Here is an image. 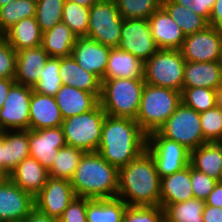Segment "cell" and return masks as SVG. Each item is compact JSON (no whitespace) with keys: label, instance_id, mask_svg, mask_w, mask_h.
<instances>
[{"label":"cell","instance_id":"obj_1","mask_svg":"<svg viewBox=\"0 0 222 222\" xmlns=\"http://www.w3.org/2000/svg\"><path fill=\"white\" fill-rule=\"evenodd\" d=\"M147 134L135 119L106 115L97 152L118 169L146 150Z\"/></svg>","mask_w":222,"mask_h":222},{"label":"cell","instance_id":"obj_2","mask_svg":"<svg viewBox=\"0 0 222 222\" xmlns=\"http://www.w3.org/2000/svg\"><path fill=\"white\" fill-rule=\"evenodd\" d=\"M160 182L154 160L145 150L119 168L117 197L127 205H160Z\"/></svg>","mask_w":222,"mask_h":222},{"label":"cell","instance_id":"obj_3","mask_svg":"<svg viewBox=\"0 0 222 222\" xmlns=\"http://www.w3.org/2000/svg\"><path fill=\"white\" fill-rule=\"evenodd\" d=\"M119 169L108 163L97 151L85 152L70 183L78 197L90 199L118 196Z\"/></svg>","mask_w":222,"mask_h":222},{"label":"cell","instance_id":"obj_4","mask_svg":"<svg viewBox=\"0 0 222 222\" xmlns=\"http://www.w3.org/2000/svg\"><path fill=\"white\" fill-rule=\"evenodd\" d=\"M144 86V78L102 80L99 104L107 115L136 119Z\"/></svg>","mask_w":222,"mask_h":222},{"label":"cell","instance_id":"obj_5","mask_svg":"<svg viewBox=\"0 0 222 222\" xmlns=\"http://www.w3.org/2000/svg\"><path fill=\"white\" fill-rule=\"evenodd\" d=\"M181 102V92L145 83L135 120L148 135L157 131Z\"/></svg>","mask_w":222,"mask_h":222},{"label":"cell","instance_id":"obj_6","mask_svg":"<svg viewBox=\"0 0 222 222\" xmlns=\"http://www.w3.org/2000/svg\"><path fill=\"white\" fill-rule=\"evenodd\" d=\"M106 115L98 103L91 111L64 119L61 127L66 145L85 152H96Z\"/></svg>","mask_w":222,"mask_h":222},{"label":"cell","instance_id":"obj_7","mask_svg":"<svg viewBox=\"0 0 222 222\" xmlns=\"http://www.w3.org/2000/svg\"><path fill=\"white\" fill-rule=\"evenodd\" d=\"M185 62L178 49H158L144 62V81L182 92Z\"/></svg>","mask_w":222,"mask_h":222},{"label":"cell","instance_id":"obj_8","mask_svg":"<svg viewBox=\"0 0 222 222\" xmlns=\"http://www.w3.org/2000/svg\"><path fill=\"white\" fill-rule=\"evenodd\" d=\"M157 131L163 137L184 145L190 151L207 143L202 133L200 113L183 102Z\"/></svg>","mask_w":222,"mask_h":222},{"label":"cell","instance_id":"obj_9","mask_svg":"<svg viewBox=\"0 0 222 222\" xmlns=\"http://www.w3.org/2000/svg\"><path fill=\"white\" fill-rule=\"evenodd\" d=\"M122 23L115 0H98L90 7L86 37L116 48L120 44Z\"/></svg>","mask_w":222,"mask_h":222},{"label":"cell","instance_id":"obj_10","mask_svg":"<svg viewBox=\"0 0 222 222\" xmlns=\"http://www.w3.org/2000/svg\"><path fill=\"white\" fill-rule=\"evenodd\" d=\"M146 151L152 156L160 178L190 165V150L163 137L158 131L147 135Z\"/></svg>","mask_w":222,"mask_h":222},{"label":"cell","instance_id":"obj_11","mask_svg":"<svg viewBox=\"0 0 222 222\" xmlns=\"http://www.w3.org/2000/svg\"><path fill=\"white\" fill-rule=\"evenodd\" d=\"M185 61H222V31L211 25L186 35L179 49Z\"/></svg>","mask_w":222,"mask_h":222},{"label":"cell","instance_id":"obj_12","mask_svg":"<svg viewBox=\"0 0 222 222\" xmlns=\"http://www.w3.org/2000/svg\"><path fill=\"white\" fill-rule=\"evenodd\" d=\"M33 88L14 83L0 109V132L29 129V105Z\"/></svg>","mask_w":222,"mask_h":222},{"label":"cell","instance_id":"obj_13","mask_svg":"<svg viewBox=\"0 0 222 222\" xmlns=\"http://www.w3.org/2000/svg\"><path fill=\"white\" fill-rule=\"evenodd\" d=\"M120 50L126 51L141 59L143 62L150 59L158 50L147 19H123Z\"/></svg>","mask_w":222,"mask_h":222},{"label":"cell","instance_id":"obj_14","mask_svg":"<svg viewBox=\"0 0 222 222\" xmlns=\"http://www.w3.org/2000/svg\"><path fill=\"white\" fill-rule=\"evenodd\" d=\"M76 197L70 180L49 177L43 189L34 197L35 208L58 219Z\"/></svg>","mask_w":222,"mask_h":222},{"label":"cell","instance_id":"obj_15","mask_svg":"<svg viewBox=\"0 0 222 222\" xmlns=\"http://www.w3.org/2000/svg\"><path fill=\"white\" fill-rule=\"evenodd\" d=\"M35 208L34 197L8 177L0 182V221L22 222Z\"/></svg>","mask_w":222,"mask_h":222},{"label":"cell","instance_id":"obj_16","mask_svg":"<svg viewBox=\"0 0 222 222\" xmlns=\"http://www.w3.org/2000/svg\"><path fill=\"white\" fill-rule=\"evenodd\" d=\"M66 146L62 127L29 129V154L47 170L51 168L59 149Z\"/></svg>","mask_w":222,"mask_h":222},{"label":"cell","instance_id":"obj_17","mask_svg":"<svg viewBox=\"0 0 222 222\" xmlns=\"http://www.w3.org/2000/svg\"><path fill=\"white\" fill-rule=\"evenodd\" d=\"M112 47L88 37H77L71 56L87 72L95 74L101 81L105 76L109 53Z\"/></svg>","mask_w":222,"mask_h":222},{"label":"cell","instance_id":"obj_18","mask_svg":"<svg viewBox=\"0 0 222 222\" xmlns=\"http://www.w3.org/2000/svg\"><path fill=\"white\" fill-rule=\"evenodd\" d=\"M148 22L158 49L181 48L186 36L162 6L149 17Z\"/></svg>","mask_w":222,"mask_h":222},{"label":"cell","instance_id":"obj_19","mask_svg":"<svg viewBox=\"0 0 222 222\" xmlns=\"http://www.w3.org/2000/svg\"><path fill=\"white\" fill-rule=\"evenodd\" d=\"M63 118L54 96L32 92L29 105V129L56 128Z\"/></svg>","mask_w":222,"mask_h":222},{"label":"cell","instance_id":"obj_20","mask_svg":"<svg viewBox=\"0 0 222 222\" xmlns=\"http://www.w3.org/2000/svg\"><path fill=\"white\" fill-rule=\"evenodd\" d=\"M49 58L42 46L17 52L15 83L32 87L38 82Z\"/></svg>","mask_w":222,"mask_h":222},{"label":"cell","instance_id":"obj_21","mask_svg":"<svg viewBox=\"0 0 222 222\" xmlns=\"http://www.w3.org/2000/svg\"><path fill=\"white\" fill-rule=\"evenodd\" d=\"M7 177L23 191L35 197L43 189L50 176L43 165L29 156L18 164Z\"/></svg>","mask_w":222,"mask_h":222},{"label":"cell","instance_id":"obj_22","mask_svg":"<svg viewBox=\"0 0 222 222\" xmlns=\"http://www.w3.org/2000/svg\"><path fill=\"white\" fill-rule=\"evenodd\" d=\"M222 83V61H186L182 88L216 89Z\"/></svg>","mask_w":222,"mask_h":222},{"label":"cell","instance_id":"obj_23","mask_svg":"<svg viewBox=\"0 0 222 222\" xmlns=\"http://www.w3.org/2000/svg\"><path fill=\"white\" fill-rule=\"evenodd\" d=\"M54 97L63 120L91 111L99 103L93 93L68 85H62Z\"/></svg>","mask_w":222,"mask_h":222},{"label":"cell","instance_id":"obj_24","mask_svg":"<svg viewBox=\"0 0 222 222\" xmlns=\"http://www.w3.org/2000/svg\"><path fill=\"white\" fill-rule=\"evenodd\" d=\"M59 75L63 85L93 93L100 98L102 81L79 66L72 56L60 57Z\"/></svg>","mask_w":222,"mask_h":222},{"label":"cell","instance_id":"obj_25","mask_svg":"<svg viewBox=\"0 0 222 222\" xmlns=\"http://www.w3.org/2000/svg\"><path fill=\"white\" fill-rule=\"evenodd\" d=\"M194 198L191 186V165L164 176L160 182V206L176 204Z\"/></svg>","mask_w":222,"mask_h":222},{"label":"cell","instance_id":"obj_26","mask_svg":"<svg viewBox=\"0 0 222 222\" xmlns=\"http://www.w3.org/2000/svg\"><path fill=\"white\" fill-rule=\"evenodd\" d=\"M2 36L16 51L35 48L42 45L43 32L35 17L24 18L8 28Z\"/></svg>","mask_w":222,"mask_h":222},{"label":"cell","instance_id":"obj_27","mask_svg":"<svg viewBox=\"0 0 222 222\" xmlns=\"http://www.w3.org/2000/svg\"><path fill=\"white\" fill-rule=\"evenodd\" d=\"M4 175L11 171L26 157H29V129L3 131Z\"/></svg>","mask_w":222,"mask_h":222},{"label":"cell","instance_id":"obj_28","mask_svg":"<svg viewBox=\"0 0 222 222\" xmlns=\"http://www.w3.org/2000/svg\"><path fill=\"white\" fill-rule=\"evenodd\" d=\"M144 62L129 52L112 48L102 80L113 78H143Z\"/></svg>","mask_w":222,"mask_h":222},{"label":"cell","instance_id":"obj_29","mask_svg":"<svg viewBox=\"0 0 222 222\" xmlns=\"http://www.w3.org/2000/svg\"><path fill=\"white\" fill-rule=\"evenodd\" d=\"M190 165L220 181L222 169V142H207L190 151Z\"/></svg>","mask_w":222,"mask_h":222},{"label":"cell","instance_id":"obj_30","mask_svg":"<svg viewBox=\"0 0 222 222\" xmlns=\"http://www.w3.org/2000/svg\"><path fill=\"white\" fill-rule=\"evenodd\" d=\"M77 36L62 21L43 33L42 47L49 57H69Z\"/></svg>","mask_w":222,"mask_h":222},{"label":"cell","instance_id":"obj_31","mask_svg":"<svg viewBox=\"0 0 222 222\" xmlns=\"http://www.w3.org/2000/svg\"><path fill=\"white\" fill-rule=\"evenodd\" d=\"M127 204L118 197L91 199L87 203V222H123Z\"/></svg>","mask_w":222,"mask_h":222},{"label":"cell","instance_id":"obj_32","mask_svg":"<svg viewBox=\"0 0 222 222\" xmlns=\"http://www.w3.org/2000/svg\"><path fill=\"white\" fill-rule=\"evenodd\" d=\"M162 7L182 29L185 36L201 31L209 26L208 21L204 17L195 14L190 8L174 3L172 0H162Z\"/></svg>","mask_w":222,"mask_h":222},{"label":"cell","instance_id":"obj_33","mask_svg":"<svg viewBox=\"0 0 222 222\" xmlns=\"http://www.w3.org/2000/svg\"><path fill=\"white\" fill-rule=\"evenodd\" d=\"M84 153L82 149L67 145L60 148L58 156L48 170L49 176L70 180Z\"/></svg>","mask_w":222,"mask_h":222},{"label":"cell","instance_id":"obj_34","mask_svg":"<svg viewBox=\"0 0 222 222\" xmlns=\"http://www.w3.org/2000/svg\"><path fill=\"white\" fill-rule=\"evenodd\" d=\"M37 0H15L0 7V35L24 18L35 17Z\"/></svg>","mask_w":222,"mask_h":222},{"label":"cell","instance_id":"obj_35","mask_svg":"<svg viewBox=\"0 0 222 222\" xmlns=\"http://www.w3.org/2000/svg\"><path fill=\"white\" fill-rule=\"evenodd\" d=\"M205 201L192 198L176 204L163 207L164 216L172 222H204L202 213Z\"/></svg>","mask_w":222,"mask_h":222},{"label":"cell","instance_id":"obj_36","mask_svg":"<svg viewBox=\"0 0 222 222\" xmlns=\"http://www.w3.org/2000/svg\"><path fill=\"white\" fill-rule=\"evenodd\" d=\"M90 8L65 0L62 22L66 24L77 37H86L89 27Z\"/></svg>","mask_w":222,"mask_h":222},{"label":"cell","instance_id":"obj_37","mask_svg":"<svg viewBox=\"0 0 222 222\" xmlns=\"http://www.w3.org/2000/svg\"><path fill=\"white\" fill-rule=\"evenodd\" d=\"M59 69L60 57H49L44 65L40 79L33 86V91L42 95L55 96L63 85Z\"/></svg>","mask_w":222,"mask_h":222},{"label":"cell","instance_id":"obj_38","mask_svg":"<svg viewBox=\"0 0 222 222\" xmlns=\"http://www.w3.org/2000/svg\"><path fill=\"white\" fill-rule=\"evenodd\" d=\"M65 0H37L35 19L44 33L62 21Z\"/></svg>","mask_w":222,"mask_h":222},{"label":"cell","instance_id":"obj_39","mask_svg":"<svg viewBox=\"0 0 222 222\" xmlns=\"http://www.w3.org/2000/svg\"><path fill=\"white\" fill-rule=\"evenodd\" d=\"M123 19H149L162 6V0H115Z\"/></svg>","mask_w":222,"mask_h":222},{"label":"cell","instance_id":"obj_40","mask_svg":"<svg viewBox=\"0 0 222 222\" xmlns=\"http://www.w3.org/2000/svg\"><path fill=\"white\" fill-rule=\"evenodd\" d=\"M216 91L211 88L193 87L182 88V102L194 109L198 113L205 112L216 106L215 104Z\"/></svg>","mask_w":222,"mask_h":222},{"label":"cell","instance_id":"obj_41","mask_svg":"<svg viewBox=\"0 0 222 222\" xmlns=\"http://www.w3.org/2000/svg\"><path fill=\"white\" fill-rule=\"evenodd\" d=\"M201 128L206 142H222V111L216 106L200 113Z\"/></svg>","mask_w":222,"mask_h":222},{"label":"cell","instance_id":"obj_42","mask_svg":"<svg viewBox=\"0 0 222 222\" xmlns=\"http://www.w3.org/2000/svg\"><path fill=\"white\" fill-rule=\"evenodd\" d=\"M164 215L162 206L128 205L123 222H160Z\"/></svg>","mask_w":222,"mask_h":222},{"label":"cell","instance_id":"obj_43","mask_svg":"<svg viewBox=\"0 0 222 222\" xmlns=\"http://www.w3.org/2000/svg\"><path fill=\"white\" fill-rule=\"evenodd\" d=\"M17 52L0 35V78L14 79L16 73Z\"/></svg>","mask_w":222,"mask_h":222},{"label":"cell","instance_id":"obj_44","mask_svg":"<svg viewBox=\"0 0 222 222\" xmlns=\"http://www.w3.org/2000/svg\"><path fill=\"white\" fill-rule=\"evenodd\" d=\"M217 182L218 180L191 166V186L194 198L205 201Z\"/></svg>","mask_w":222,"mask_h":222},{"label":"cell","instance_id":"obj_45","mask_svg":"<svg viewBox=\"0 0 222 222\" xmlns=\"http://www.w3.org/2000/svg\"><path fill=\"white\" fill-rule=\"evenodd\" d=\"M90 198L74 197L69 203L68 207L64 210L58 218V222H87L86 221V208Z\"/></svg>","mask_w":222,"mask_h":222},{"label":"cell","instance_id":"obj_46","mask_svg":"<svg viewBox=\"0 0 222 222\" xmlns=\"http://www.w3.org/2000/svg\"><path fill=\"white\" fill-rule=\"evenodd\" d=\"M216 0H192L190 9L208 22Z\"/></svg>","mask_w":222,"mask_h":222},{"label":"cell","instance_id":"obj_47","mask_svg":"<svg viewBox=\"0 0 222 222\" xmlns=\"http://www.w3.org/2000/svg\"><path fill=\"white\" fill-rule=\"evenodd\" d=\"M204 222H222V207L206 205L202 213Z\"/></svg>","mask_w":222,"mask_h":222},{"label":"cell","instance_id":"obj_48","mask_svg":"<svg viewBox=\"0 0 222 222\" xmlns=\"http://www.w3.org/2000/svg\"><path fill=\"white\" fill-rule=\"evenodd\" d=\"M206 205H211L214 207H222V182L218 181L214 186L213 191L209 194L208 198L205 200Z\"/></svg>","mask_w":222,"mask_h":222},{"label":"cell","instance_id":"obj_49","mask_svg":"<svg viewBox=\"0 0 222 222\" xmlns=\"http://www.w3.org/2000/svg\"><path fill=\"white\" fill-rule=\"evenodd\" d=\"M208 24L218 28L222 26V0L215 1Z\"/></svg>","mask_w":222,"mask_h":222},{"label":"cell","instance_id":"obj_50","mask_svg":"<svg viewBox=\"0 0 222 222\" xmlns=\"http://www.w3.org/2000/svg\"><path fill=\"white\" fill-rule=\"evenodd\" d=\"M22 222H58V219L50 217L34 208Z\"/></svg>","mask_w":222,"mask_h":222},{"label":"cell","instance_id":"obj_51","mask_svg":"<svg viewBox=\"0 0 222 222\" xmlns=\"http://www.w3.org/2000/svg\"><path fill=\"white\" fill-rule=\"evenodd\" d=\"M14 83V79L0 78V109L5 103L6 97L9 94V89Z\"/></svg>","mask_w":222,"mask_h":222},{"label":"cell","instance_id":"obj_52","mask_svg":"<svg viewBox=\"0 0 222 222\" xmlns=\"http://www.w3.org/2000/svg\"><path fill=\"white\" fill-rule=\"evenodd\" d=\"M215 91H216V98H215L216 107L222 111V83L215 89Z\"/></svg>","mask_w":222,"mask_h":222},{"label":"cell","instance_id":"obj_53","mask_svg":"<svg viewBox=\"0 0 222 222\" xmlns=\"http://www.w3.org/2000/svg\"><path fill=\"white\" fill-rule=\"evenodd\" d=\"M0 171L4 174L3 131L0 132Z\"/></svg>","mask_w":222,"mask_h":222},{"label":"cell","instance_id":"obj_54","mask_svg":"<svg viewBox=\"0 0 222 222\" xmlns=\"http://www.w3.org/2000/svg\"><path fill=\"white\" fill-rule=\"evenodd\" d=\"M67 1H72V2H75V3L79 4V5L86 6V7L90 8L98 0H67Z\"/></svg>","mask_w":222,"mask_h":222},{"label":"cell","instance_id":"obj_55","mask_svg":"<svg viewBox=\"0 0 222 222\" xmlns=\"http://www.w3.org/2000/svg\"><path fill=\"white\" fill-rule=\"evenodd\" d=\"M172 1L186 8H190L192 5V0H172Z\"/></svg>","mask_w":222,"mask_h":222},{"label":"cell","instance_id":"obj_56","mask_svg":"<svg viewBox=\"0 0 222 222\" xmlns=\"http://www.w3.org/2000/svg\"><path fill=\"white\" fill-rule=\"evenodd\" d=\"M13 1L15 0H0V7L7 5L8 3L13 2Z\"/></svg>","mask_w":222,"mask_h":222},{"label":"cell","instance_id":"obj_57","mask_svg":"<svg viewBox=\"0 0 222 222\" xmlns=\"http://www.w3.org/2000/svg\"><path fill=\"white\" fill-rule=\"evenodd\" d=\"M160 222H172V221H170L168 218H166V217L163 215V217L161 218Z\"/></svg>","mask_w":222,"mask_h":222},{"label":"cell","instance_id":"obj_58","mask_svg":"<svg viewBox=\"0 0 222 222\" xmlns=\"http://www.w3.org/2000/svg\"><path fill=\"white\" fill-rule=\"evenodd\" d=\"M6 176L0 171V182L5 178Z\"/></svg>","mask_w":222,"mask_h":222},{"label":"cell","instance_id":"obj_59","mask_svg":"<svg viewBox=\"0 0 222 222\" xmlns=\"http://www.w3.org/2000/svg\"><path fill=\"white\" fill-rule=\"evenodd\" d=\"M220 181L222 182V169H221V174H220Z\"/></svg>","mask_w":222,"mask_h":222}]
</instances>
